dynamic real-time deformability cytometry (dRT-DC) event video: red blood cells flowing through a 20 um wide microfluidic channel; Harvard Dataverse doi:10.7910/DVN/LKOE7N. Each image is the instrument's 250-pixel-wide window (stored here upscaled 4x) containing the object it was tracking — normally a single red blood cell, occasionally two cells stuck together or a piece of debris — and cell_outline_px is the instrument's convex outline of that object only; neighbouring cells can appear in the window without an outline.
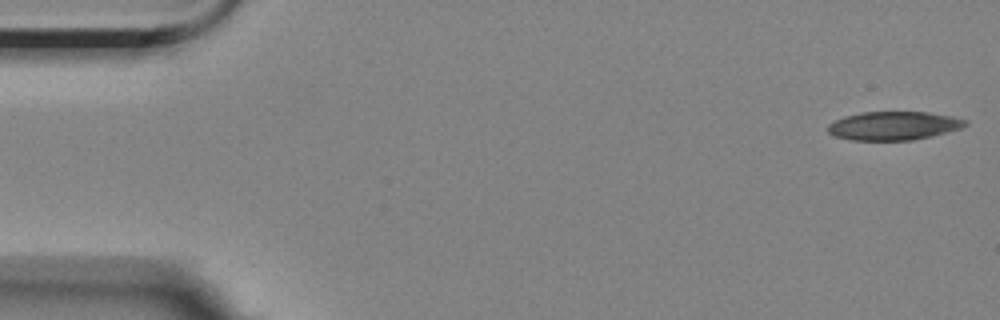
{"species": "Egyptian fruit bat (a non-hibernating species)", "species_latin": "Rousettus aegyptiacus", "temperature_condition": "room temperature", "stored_images_in_passage": 5, "camera_frame_rate_fps": 3000, "um_per_image_px": 0.085, "animal": {"sex": "female"}, "frame": {"image": 1, "passage_image": 1, "time_ms": 0.0, "image_size_px": [1000, 320], "cell_outline_px": [[968, 124], [960, 128], [932, 136], [912, 140], [852, 140], [836, 136], [828, 132], [828, 124], [844, 116], [860, 112], [928, 112], [952, 116], [968, 120]], "centroid_in_image_um": [75.97, 10.68], "position_along_channel_um": 9.0, "area_um2": 22.83}}
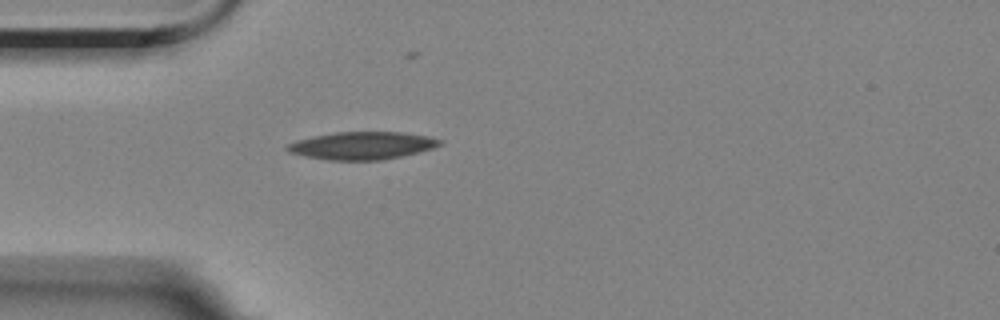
{"frame": {"image": 2, "passage_image": 5, "time_ms": 4.667, "image_size_px": [1000, 320], "cell_outline_px": [[444, 144], [432, 148], [400, 156], [380, 160], [328, 160], [304, 156], [288, 152], [284, 148], [288, 144], [296, 140], [312, 136], [336, 132], [404, 132], [428, 136], [444, 140]], "centroid_in_image_um": [30.77, 12.37], "position_along_channel_um": 54.2, "area_um2": 24.62}}